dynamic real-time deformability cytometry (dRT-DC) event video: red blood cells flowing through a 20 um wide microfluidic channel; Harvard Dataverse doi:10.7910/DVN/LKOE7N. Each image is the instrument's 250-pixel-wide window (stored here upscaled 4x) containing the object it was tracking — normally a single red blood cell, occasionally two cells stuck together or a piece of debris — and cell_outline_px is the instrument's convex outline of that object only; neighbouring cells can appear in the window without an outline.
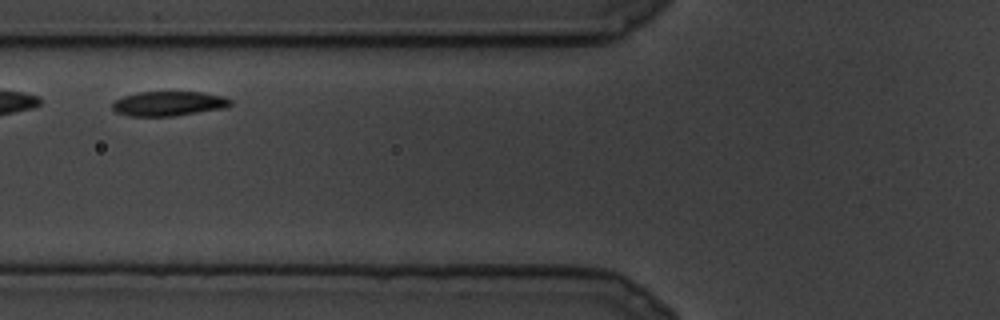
{"species": "common noctule bat (a hibernating species)", "species_latin": "Nyctalus noctula", "temperature_condition": "cold", "stored_images_in_passage": 9, "camera_frame_rate_fps": 3000, "um_per_image_px": 0.085, "animal": {"sex": "male", "body_mass_g": 19.5, "forearm_length_mm": 54.6}, "frame": {"image": 1, "passage_image": 4, "time_ms": 1.0, "image_size_px": [1000, 320], "cell_outline_px": [[232, 104], [224, 108], [172, 116], [128, 116], [116, 112], [112, 108], [112, 104], [116, 100], [124, 96], [140, 92], [200, 92], [224, 96], [232, 100]], "centroid_in_image_um": [14.34, 8.8], "position_along_channel_um": 111.5, "area_um2": 16.82}}
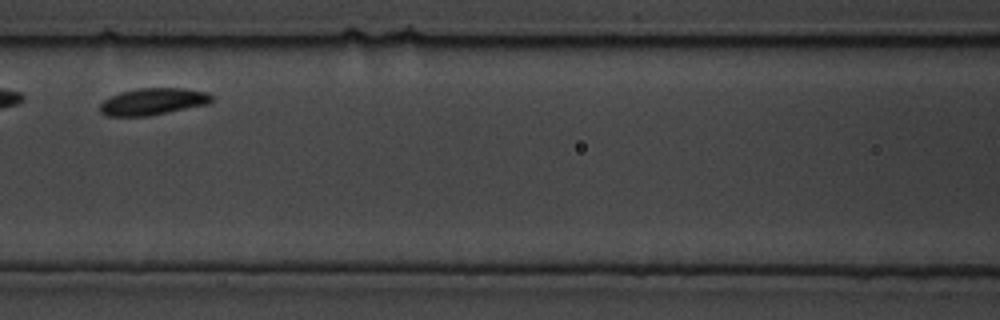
{"frame": {"image": 2, "passage_image": 6, "time_ms": 1.667, "image_size_px": [1000, 320], "cell_outline_px": [[212, 100], [208, 104], [148, 116], [108, 116], [100, 112], [100, 104], [104, 100], [120, 92], [140, 88], [184, 88], [208, 92], [212, 96]], "centroid_in_image_um": [13.01, 8.63], "position_along_channel_um": 153.6, "area_um2": 17.4}}
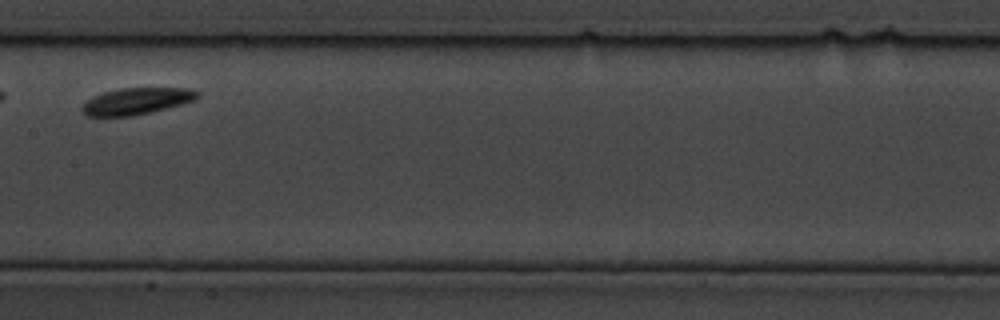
{"frame": {"image": 3, "passage_image": 8, "time_ms": 2.333, "image_size_px": [1000, 320], "cell_outline_px": [[200, 96], [196, 100], [132, 116], [84, 116], [80, 108], [88, 100], [104, 92], [120, 88], [184, 88], [200, 92]], "centroid_in_image_um": [11.6, 8.59], "position_along_channel_um": 195.8, "area_um2": 17.63}}